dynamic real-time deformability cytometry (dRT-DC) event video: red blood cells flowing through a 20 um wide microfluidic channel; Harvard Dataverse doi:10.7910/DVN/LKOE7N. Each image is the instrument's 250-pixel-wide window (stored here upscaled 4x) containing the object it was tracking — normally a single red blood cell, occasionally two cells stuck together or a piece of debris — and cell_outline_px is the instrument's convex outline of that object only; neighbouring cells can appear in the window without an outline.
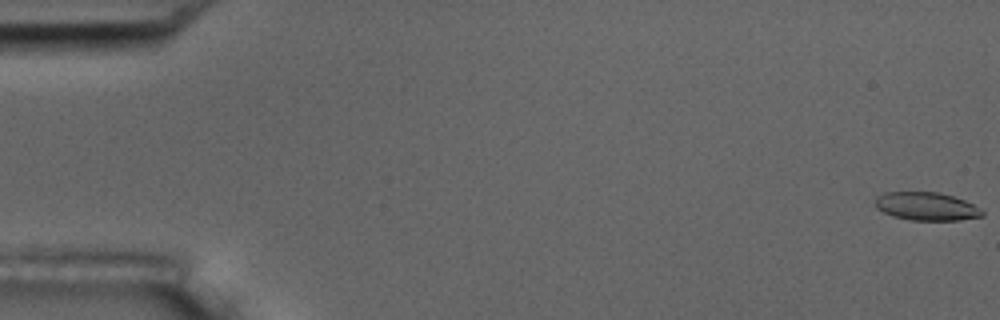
{"species": "common noctule bat (a hibernating species)", "species_latin": "Nyctalus noctula", "temperature_condition": "room temperature", "stored_images_in_passage": 56, "camera_frame_rate_fps": 3000, "um_per_image_px": 0.085, "animal": {"sex": "male", "body_mass_g": 17.5, "forearm_length_mm": 52.3}, "frame": {"image": 1, "passage_image": 1, "time_ms": 0.0, "image_size_px": [1000, 320], "cell_outline_px": [[984, 216], [960, 220], [912, 220], [892, 216], [876, 208], [876, 196], [884, 192], [936, 192], [952, 196], [964, 200], [972, 204], [984, 212]], "centroid_in_image_um": [78.73, 17.54], "position_along_channel_um": 6.3, "area_um2": 17.46}}
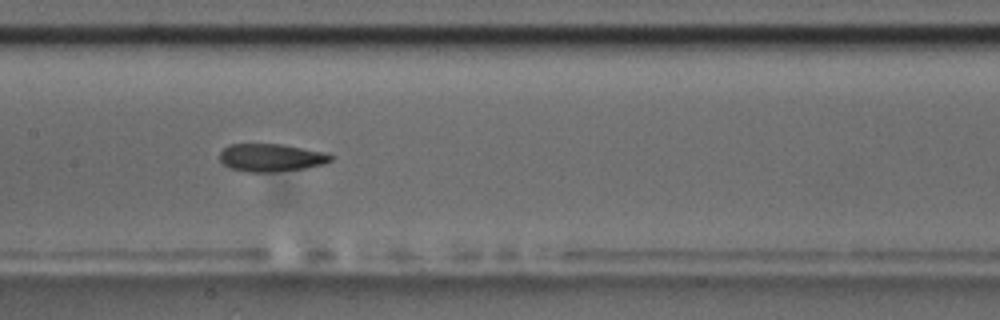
{"frame": {"image": 2, "passage_image": 28, "time_ms": 9.0, "image_size_px": [1000, 320], "cell_outline_px": [[332, 160], [324, 164], [304, 168], [272, 172], [248, 172], [232, 168], [224, 164], [220, 160], [220, 152], [228, 144], [284, 144], [328, 152], [332, 156]], "centroid_in_image_um": [23.08, 13.38], "position_along_channel_um": 184.3, "area_um2": 18.09}}
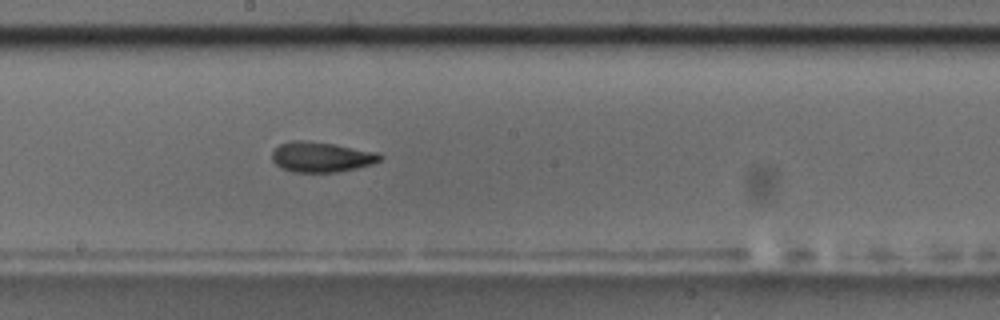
{"frame": {"image": 3, "passage_image": 31, "time_ms": 10.0, "image_size_px": [1000, 320], "cell_outline_px": [[384, 156], [380, 160], [372, 164], [356, 168], [336, 172], [292, 172], [280, 168], [272, 160], [272, 152], [280, 144], [292, 140], [304, 140], [332, 144], [380, 152]], "centroid_in_image_um": [27.32, 13.34], "position_along_channel_um": 220.9, "area_um2": 19.07}, "authors_computed_cell_mechanics": {"area_um2": 18.6116, "velocity_mm_per_s": 3.6679, "shape_relaxation_time_tau1_ms": 10.2632, "shape_relaxation_time_tau2_ms": 3.0051, "deformation_change_tau1": 0.2482, "deformation_change_tau2": 0.0931}}